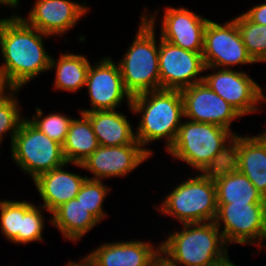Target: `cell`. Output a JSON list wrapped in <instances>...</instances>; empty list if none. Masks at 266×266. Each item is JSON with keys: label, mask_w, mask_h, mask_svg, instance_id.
Masks as SVG:
<instances>
[{"label": "cell", "mask_w": 266, "mask_h": 266, "mask_svg": "<svg viewBox=\"0 0 266 266\" xmlns=\"http://www.w3.org/2000/svg\"><path fill=\"white\" fill-rule=\"evenodd\" d=\"M51 38L29 26L14 11L0 18V77L4 89L22 90L49 72L52 55L44 41Z\"/></svg>", "instance_id": "6da1fadb"}, {"label": "cell", "mask_w": 266, "mask_h": 266, "mask_svg": "<svg viewBox=\"0 0 266 266\" xmlns=\"http://www.w3.org/2000/svg\"><path fill=\"white\" fill-rule=\"evenodd\" d=\"M234 137L227 128L184 118L166 153L190 166L194 173H210L231 164Z\"/></svg>", "instance_id": "7a4b0ae2"}, {"label": "cell", "mask_w": 266, "mask_h": 266, "mask_svg": "<svg viewBox=\"0 0 266 266\" xmlns=\"http://www.w3.org/2000/svg\"><path fill=\"white\" fill-rule=\"evenodd\" d=\"M128 111L137 119L140 117L135 126V138L152 157L155 149L149 145L161 140L167 152L184 120L180 90L159 89L133 96Z\"/></svg>", "instance_id": "3957f363"}, {"label": "cell", "mask_w": 266, "mask_h": 266, "mask_svg": "<svg viewBox=\"0 0 266 266\" xmlns=\"http://www.w3.org/2000/svg\"><path fill=\"white\" fill-rule=\"evenodd\" d=\"M177 228L160 240V253L175 265L210 266L229 254V246L214 221Z\"/></svg>", "instance_id": "277c9868"}, {"label": "cell", "mask_w": 266, "mask_h": 266, "mask_svg": "<svg viewBox=\"0 0 266 266\" xmlns=\"http://www.w3.org/2000/svg\"><path fill=\"white\" fill-rule=\"evenodd\" d=\"M195 174V175H193ZM177 179L174 187L153 208L169 220L181 224L215 221L216 185L211 173L196 172Z\"/></svg>", "instance_id": "5b68a950"}, {"label": "cell", "mask_w": 266, "mask_h": 266, "mask_svg": "<svg viewBox=\"0 0 266 266\" xmlns=\"http://www.w3.org/2000/svg\"><path fill=\"white\" fill-rule=\"evenodd\" d=\"M139 17L132 43L117 61L124 87L132 97L160 89L157 28L152 27L142 16Z\"/></svg>", "instance_id": "8992f818"}, {"label": "cell", "mask_w": 266, "mask_h": 266, "mask_svg": "<svg viewBox=\"0 0 266 266\" xmlns=\"http://www.w3.org/2000/svg\"><path fill=\"white\" fill-rule=\"evenodd\" d=\"M12 163L32 181L40 174L66 163L63 146L50 139L26 117L9 148Z\"/></svg>", "instance_id": "52a82bcc"}, {"label": "cell", "mask_w": 266, "mask_h": 266, "mask_svg": "<svg viewBox=\"0 0 266 266\" xmlns=\"http://www.w3.org/2000/svg\"><path fill=\"white\" fill-rule=\"evenodd\" d=\"M214 222L228 246L266 249V204L217 203Z\"/></svg>", "instance_id": "ba28073f"}, {"label": "cell", "mask_w": 266, "mask_h": 266, "mask_svg": "<svg viewBox=\"0 0 266 266\" xmlns=\"http://www.w3.org/2000/svg\"><path fill=\"white\" fill-rule=\"evenodd\" d=\"M148 9L143 7L141 16L152 27H159L161 39L186 50L203 52L204 33L209 17L206 18L184 6L168 5L162 10L158 7L152 11Z\"/></svg>", "instance_id": "9c48e42d"}, {"label": "cell", "mask_w": 266, "mask_h": 266, "mask_svg": "<svg viewBox=\"0 0 266 266\" xmlns=\"http://www.w3.org/2000/svg\"><path fill=\"white\" fill-rule=\"evenodd\" d=\"M222 23L210 19L207 22L202 52L205 66L222 69L238 66L242 70L244 65L257 64L247 52L235 20Z\"/></svg>", "instance_id": "30bf717a"}, {"label": "cell", "mask_w": 266, "mask_h": 266, "mask_svg": "<svg viewBox=\"0 0 266 266\" xmlns=\"http://www.w3.org/2000/svg\"><path fill=\"white\" fill-rule=\"evenodd\" d=\"M85 88L89 95V108H79L81 113L97 110H117L125 102L131 106L132 96L126 91L120 67L112 56L91 62Z\"/></svg>", "instance_id": "8fae6325"}, {"label": "cell", "mask_w": 266, "mask_h": 266, "mask_svg": "<svg viewBox=\"0 0 266 266\" xmlns=\"http://www.w3.org/2000/svg\"><path fill=\"white\" fill-rule=\"evenodd\" d=\"M237 69L206 66L203 81L243 117L256 112L262 113L264 109L260 100L261 85L253 79L255 77L249 75V72Z\"/></svg>", "instance_id": "7c38bea8"}, {"label": "cell", "mask_w": 266, "mask_h": 266, "mask_svg": "<svg viewBox=\"0 0 266 266\" xmlns=\"http://www.w3.org/2000/svg\"><path fill=\"white\" fill-rule=\"evenodd\" d=\"M89 6L86 0H34L27 14L17 13L29 26L51 37L60 36L69 44L63 36L88 16L92 10Z\"/></svg>", "instance_id": "4fadbf2b"}, {"label": "cell", "mask_w": 266, "mask_h": 266, "mask_svg": "<svg viewBox=\"0 0 266 266\" xmlns=\"http://www.w3.org/2000/svg\"><path fill=\"white\" fill-rule=\"evenodd\" d=\"M153 158L140 144L99 147L81 164L74 167L89 172L87 179L107 181L110 178H125L144 162Z\"/></svg>", "instance_id": "5bb4252c"}, {"label": "cell", "mask_w": 266, "mask_h": 266, "mask_svg": "<svg viewBox=\"0 0 266 266\" xmlns=\"http://www.w3.org/2000/svg\"><path fill=\"white\" fill-rule=\"evenodd\" d=\"M160 89L182 90L203 81L202 52L180 48L159 36Z\"/></svg>", "instance_id": "9a60e30c"}, {"label": "cell", "mask_w": 266, "mask_h": 266, "mask_svg": "<svg viewBox=\"0 0 266 266\" xmlns=\"http://www.w3.org/2000/svg\"><path fill=\"white\" fill-rule=\"evenodd\" d=\"M184 118L201 123L215 124L238 135L232 124L242 115L202 81L181 90ZM240 119V120H239Z\"/></svg>", "instance_id": "2e32d148"}, {"label": "cell", "mask_w": 266, "mask_h": 266, "mask_svg": "<svg viewBox=\"0 0 266 266\" xmlns=\"http://www.w3.org/2000/svg\"><path fill=\"white\" fill-rule=\"evenodd\" d=\"M160 253V241L150 239L101 242L87 254L98 266H151Z\"/></svg>", "instance_id": "e0dca14e"}, {"label": "cell", "mask_w": 266, "mask_h": 266, "mask_svg": "<svg viewBox=\"0 0 266 266\" xmlns=\"http://www.w3.org/2000/svg\"><path fill=\"white\" fill-rule=\"evenodd\" d=\"M73 163H64L62 166L38 175L32 182L39 198V203L47 211L49 216L62 204L76 198L87 175H81L66 168Z\"/></svg>", "instance_id": "ac0fdd59"}, {"label": "cell", "mask_w": 266, "mask_h": 266, "mask_svg": "<svg viewBox=\"0 0 266 266\" xmlns=\"http://www.w3.org/2000/svg\"><path fill=\"white\" fill-rule=\"evenodd\" d=\"M231 165L244 174L266 198V142L258 133L235 135Z\"/></svg>", "instance_id": "d6986e66"}, {"label": "cell", "mask_w": 266, "mask_h": 266, "mask_svg": "<svg viewBox=\"0 0 266 266\" xmlns=\"http://www.w3.org/2000/svg\"><path fill=\"white\" fill-rule=\"evenodd\" d=\"M216 185L217 203L266 204V198L231 164L210 172Z\"/></svg>", "instance_id": "ffe728a7"}, {"label": "cell", "mask_w": 266, "mask_h": 266, "mask_svg": "<svg viewBox=\"0 0 266 266\" xmlns=\"http://www.w3.org/2000/svg\"><path fill=\"white\" fill-rule=\"evenodd\" d=\"M84 114L90 119L99 145L140 144L135 138V126L131 124L126 112L97 110Z\"/></svg>", "instance_id": "44dd1931"}, {"label": "cell", "mask_w": 266, "mask_h": 266, "mask_svg": "<svg viewBox=\"0 0 266 266\" xmlns=\"http://www.w3.org/2000/svg\"><path fill=\"white\" fill-rule=\"evenodd\" d=\"M51 221V226L59 231L64 241L74 245L101 223L77 198L59 206L51 214Z\"/></svg>", "instance_id": "7402d4cb"}, {"label": "cell", "mask_w": 266, "mask_h": 266, "mask_svg": "<svg viewBox=\"0 0 266 266\" xmlns=\"http://www.w3.org/2000/svg\"><path fill=\"white\" fill-rule=\"evenodd\" d=\"M92 61L88 56L69 52H60L59 57H51L49 72H55L53 90L63 91L79 95L81 89L85 88L87 74Z\"/></svg>", "instance_id": "603a6c76"}, {"label": "cell", "mask_w": 266, "mask_h": 266, "mask_svg": "<svg viewBox=\"0 0 266 266\" xmlns=\"http://www.w3.org/2000/svg\"><path fill=\"white\" fill-rule=\"evenodd\" d=\"M62 146L66 161L80 164L99 147L90 119L84 113L79 112V117L72 119Z\"/></svg>", "instance_id": "cb8c5ba5"}, {"label": "cell", "mask_w": 266, "mask_h": 266, "mask_svg": "<svg viewBox=\"0 0 266 266\" xmlns=\"http://www.w3.org/2000/svg\"><path fill=\"white\" fill-rule=\"evenodd\" d=\"M19 92L22 93L21 90L14 89H4L0 92V144L2 146L7 136L11 146L14 135L26 117L19 103Z\"/></svg>", "instance_id": "d4e9b609"}, {"label": "cell", "mask_w": 266, "mask_h": 266, "mask_svg": "<svg viewBox=\"0 0 266 266\" xmlns=\"http://www.w3.org/2000/svg\"><path fill=\"white\" fill-rule=\"evenodd\" d=\"M33 204L27 199H0V233L7 242L19 245L23 215Z\"/></svg>", "instance_id": "484cf974"}, {"label": "cell", "mask_w": 266, "mask_h": 266, "mask_svg": "<svg viewBox=\"0 0 266 266\" xmlns=\"http://www.w3.org/2000/svg\"><path fill=\"white\" fill-rule=\"evenodd\" d=\"M247 52L256 63L266 60V25L250 21L242 12L233 18Z\"/></svg>", "instance_id": "4316f807"}, {"label": "cell", "mask_w": 266, "mask_h": 266, "mask_svg": "<svg viewBox=\"0 0 266 266\" xmlns=\"http://www.w3.org/2000/svg\"><path fill=\"white\" fill-rule=\"evenodd\" d=\"M35 113L26 118L41 132L46 134L50 139L63 145L66 140L67 132L74 117L64 112H49L42 110L41 107L35 106Z\"/></svg>", "instance_id": "83f0119b"}, {"label": "cell", "mask_w": 266, "mask_h": 266, "mask_svg": "<svg viewBox=\"0 0 266 266\" xmlns=\"http://www.w3.org/2000/svg\"><path fill=\"white\" fill-rule=\"evenodd\" d=\"M105 183L106 181L86 179L76 195L78 201L100 222L109 217L104 209V202L110 196L112 188Z\"/></svg>", "instance_id": "f1b7e54d"}, {"label": "cell", "mask_w": 266, "mask_h": 266, "mask_svg": "<svg viewBox=\"0 0 266 266\" xmlns=\"http://www.w3.org/2000/svg\"><path fill=\"white\" fill-rule=\"evenodd\" d=\"M46 214L49 213L44 207L39 204H33L23 215L21 232H19V245L44 242L43 233L46 228L47 222L51 225V216L45 218ZM47 219V221H46ZM49 219V220H48ZM46 222V224H45Z\"/></svg>", "instance_id": "f546056e"}, {"label": "cell", "mask_w": 266, "mask_h": 266, "mask_svg": "<svg viewBox=\"0 0 266 266\" xmlns=\"http://www.w3.org/2000/svg\"><path fill=\"white\" fill-rule=\"evenodd\" d=\"M242 13L256 24L266 25V0L260 4L252 5L250 9Z\"/></svg>", "instance_id": "4dcf8cb0"}, {"label": "cell", "mask_w": 266, "mask_h": 266, "mask_svg": "<svg viewBox=\"0 0 266 266\" xmlns=\"http://www.w3.org/2000/svg\"><path fill=\"white\" fill-rule=\"evenodd\" d=\"M65 266H98L94 260L88 255L85 254V256H81L78 261L76 260H71L67 261Z\"/></svg>", "instance_id": "1f68e13d"}, {"label": "cell", "mask_w": 266, "mask_h": 266, "mask_svg": "<svg viewBox=\"0 0 266 266\" xmlns=\"http://www.w3.org/2000/svg\"><path fill=\"white\" fill-rule=\"evenodd\" d=\"M151 266H177L169 261L162 253L152 261Z\"/></svg>", "instance_id": "d6a6232c"}, {"label": "cell", "mask_w": 266, "mask_h": 266, "mask_svg": "<svg viewBox=\"0 0 266 266\" xmlns=\"http://www.w3.org/2000/svg\"><path fill=\"white\" fill-rule=\"evenodd\" d=\"M20 4H21L20 0H0V7L1 8H2V6L4 8L8 7L13 11L15 9V12L21 9Z\"/></svg>", "instance_id": "836d02e7"}, {"label": "cell", "mask_w": 266, "mask_h": 266, "mask_svg": "<svg viewBox=\"0 0 266 266\" xmlns=\"http://www.w3.org/2000/svg\"><path fill=\"white\" fill-rule=\"evenodd\" d=\"M230 255H226L224 258L221 260L211 264L210 266H238L235 264V262L231 261Z\"/></svg>", "instance_id": "e575fe53"}, {"label": "cell", "mask_w": 266, "mask_h": 266, "mask_svg": "<svg viewBox=\"0 0 266 266\" xmlns=\"http://www.w3.org/2000/svg\"><path fill=\"white\" fill-rule=\"evenodd\" d=\"M266 63V60L262 63V64H265ZM266 86V85H265ZM266 88V87H265ZM265 92H266V89H265ZM264 92V88L263 87H260V100H261V106H266V93ZM264 103V104H263ZM266 108V107H264Z\"/></svg>", "instance_id": "d590c367"}, {"label": "cell", "mask_w": 266, "mask_h": 266, "mask_svg": "<svg viewBox=\"0 0 266 266\" xmlns=\"http://www.w3.org/2000/svg\"><path fill=\"white\" fill-rule=\"evenodd\" d=\"M264 124L266 125V121L264 122ZM263 131H260L258 134L265 140L266 142V128L263 127Z\"/></svg>", "instance_id": "8d00e7d4"}, {"label": "cell", "mask_w": 266, "mask_h": 266, "mask_svg": "<svg viewBox=\"0 0 266 266\" xmlns=\"http://www.w3.org/2000/svg\"><path fill=\"white\" fill-rule=\"evenodd\" d=\"M4 90V85H3V82L1 80V77H0V92Z\"/></svg>", "instance_id": "74e56055"}]
</instances>
